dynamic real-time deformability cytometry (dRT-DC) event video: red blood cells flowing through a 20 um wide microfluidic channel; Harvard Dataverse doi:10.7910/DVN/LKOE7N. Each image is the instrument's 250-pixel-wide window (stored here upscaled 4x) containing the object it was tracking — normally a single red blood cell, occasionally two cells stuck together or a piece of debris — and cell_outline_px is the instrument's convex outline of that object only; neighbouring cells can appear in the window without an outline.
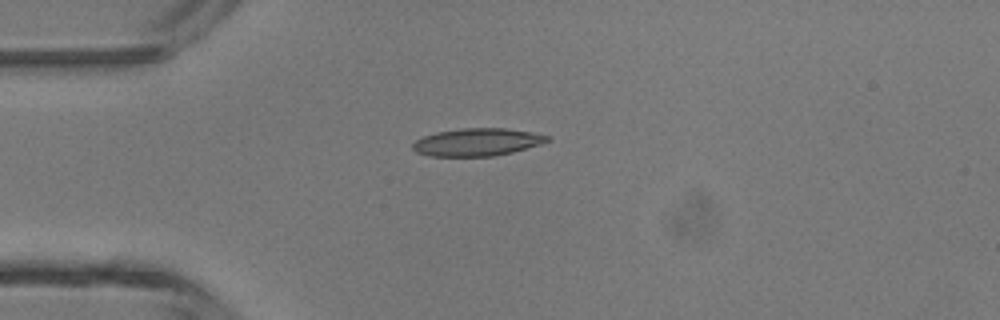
{"species": "common noctule bat (a hibernating species)", "species_latin": "Nyctalus noctula", "temperature_condition": "room temperature", "stored_images_in_passage": 4, "camera_frame_rate_fps": 3000, "um_per_image_px": 0.085, "animal": {"sex": "male", "body_mass_g": 13.3}, "frame": {"image": 1, "passage_image": 3, "time_ms": 0.667, "image_size_px": [1000, 320], "cell_outline_px": [[552, 140], [540, 144], [512, 152], [496, 156], [432, 156], [416, 152], [412, 148], [412, 144], [416, 140], [424, 136], [436, 132], [460, 128], [504, 128], [552, 136]], "centroid_in_image_um": [40.56, 12.08], "position_along_channel_um": 44.4, "area_um2": 21.62}}